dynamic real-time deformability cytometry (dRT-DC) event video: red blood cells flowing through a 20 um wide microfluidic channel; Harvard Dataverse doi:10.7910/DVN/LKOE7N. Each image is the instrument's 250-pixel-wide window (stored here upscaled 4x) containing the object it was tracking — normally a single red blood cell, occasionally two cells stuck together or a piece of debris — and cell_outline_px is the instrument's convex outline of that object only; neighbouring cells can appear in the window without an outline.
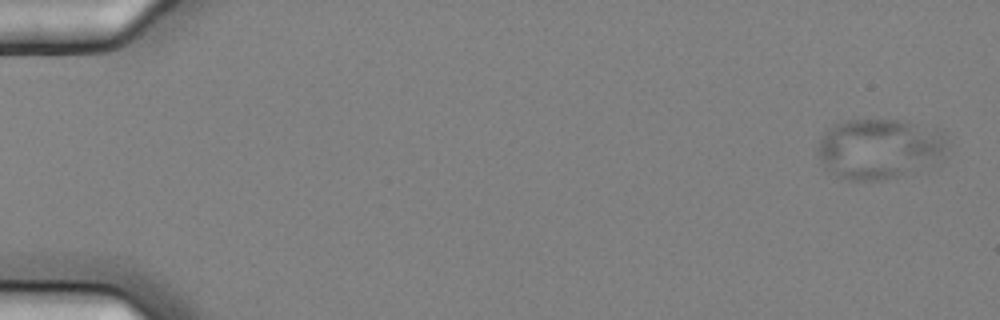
{"species": "common noctule bat (a hibernating species)", "species_latin": "Nyctalus noctula", "temperature_condition": "cold", "stored_images_in_passage": 5, "camera_frame_rate_fps": 3000, "um_per_image_px": 0.085, "animal": {"sex": "female", "body_mass_g": 25.1}, "frame": {"image": 1, "passage_image": 1, "time_ms": 0.0, "image_size_px": [1000, 320], "cell_outline_px": [[948, 148], [940, 168], [880, 180], [848, 180], [836, 176], [824, 168], [820, 160], [816, 148], [824, 132], [832, 124], [848, 120], [904, 120], [944, 128], [948, 140]], "centroid_in_image_um": [74.91, 12.65], "position_along_channel_um": 10.1, "area_um2": 47.86}}